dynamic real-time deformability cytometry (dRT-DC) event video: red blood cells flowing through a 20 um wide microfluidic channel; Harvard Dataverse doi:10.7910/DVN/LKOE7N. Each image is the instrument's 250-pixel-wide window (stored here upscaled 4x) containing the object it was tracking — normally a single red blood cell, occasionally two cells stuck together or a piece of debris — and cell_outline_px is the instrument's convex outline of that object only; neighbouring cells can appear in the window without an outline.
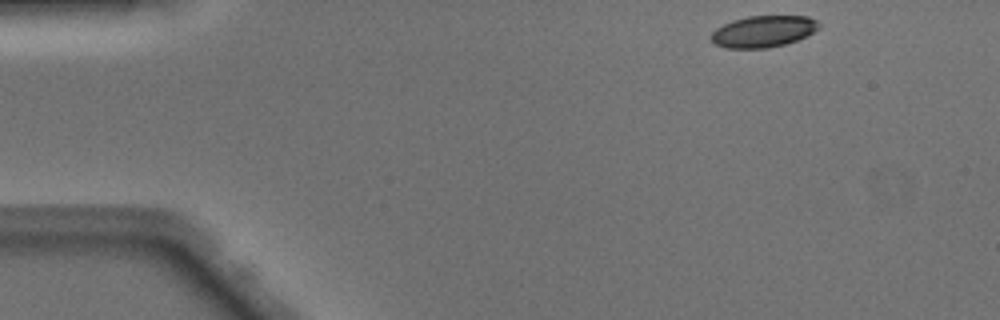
{"species": "Egyptian fruit bat (a non-hibernating species)", "species_latin": "Rousettus aegyptiacus", "temperature_condition": "warm", "stored_images_in_passage": 34, "camera_frame_rate_fps": 3000, "um_per_image_px": 0.085, "animal": {"sex": "male"}, "frame": {"image": 1, "passage_image": 1, "time_ms": 0.0, "image_size_px": [1000, 320], "cell_outline_px": [[820, 28], [796, 40], [784, 44], [768, 48], [724, 48], [716, 44], [712, 40], [712, 32], [716, 28], [732, 20], [748, 16], [808, 16], [816, 20], [820, 24]], "centroid_in_image_um": [64.88, 2.66], "position_along_channel_um": 20.1, "area_um2": 19.65}}